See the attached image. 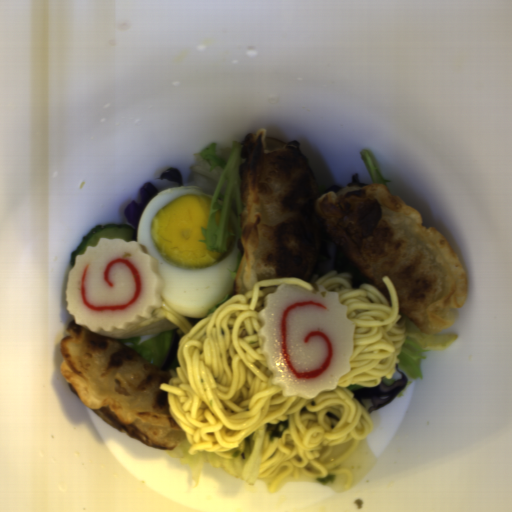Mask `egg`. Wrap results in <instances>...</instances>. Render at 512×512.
<instances>
[{
  "label": "egg",
  "mask_w": 512,
  "mask_h": 512,
  "mask_svg": "<svg viewBox=\"0 0 512 512\" xmlns=\"http://www.w3.org/2000/svg\"><path fill=\"white\" fill-rule=\"evenodd\" d=\"M212 193L196 186L170 187L154 195L138 222L137 242L161 275V295L183 319L205 318L232 295L239 244L233 235L226 253L208 251L206 229Z\"/></svg>",
  "instance_id": "1"
}]
</instances>
